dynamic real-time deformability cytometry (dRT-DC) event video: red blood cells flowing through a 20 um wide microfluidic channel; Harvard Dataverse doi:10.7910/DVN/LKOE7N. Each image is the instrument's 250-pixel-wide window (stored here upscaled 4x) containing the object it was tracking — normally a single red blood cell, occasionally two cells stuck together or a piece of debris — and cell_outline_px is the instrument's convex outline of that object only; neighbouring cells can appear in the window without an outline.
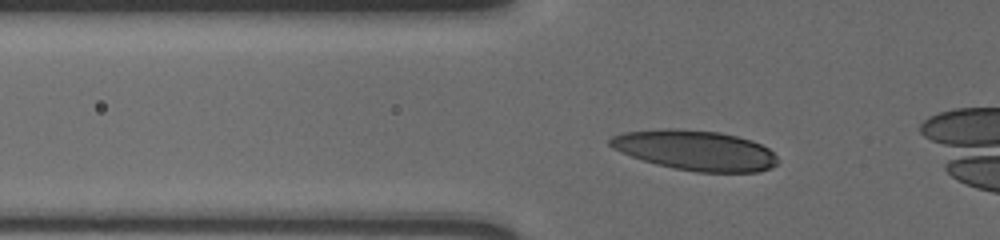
{"species": "human", "species_latin": "Homo sapiens", "temperature_condition": "cold", "stored_images_in_passage": 38, "camera_frame_rate_fps": 3000, "um_per_image_px": 0.085, "donor": {"sex": "male"}, "frame": {"image": 1, "passage_image": 7, "time_ms": 2.0, "image_size_px": [1000, 240], "cell_outline_px": [[780, 160], [772, 168], [760, 172], [696, 172], [672, 168], [656, 164], [620, 152], [612, 148], [608, 144], [608, 140], [612, 136], [624, 132], [664, 128], [676, 128], [720, 132], [752, 140], [768, 148]], "centroid_in_image_um": [59.11, 12.78], "position_along_channel_um": 66.7, "area_um2": 39.36}}
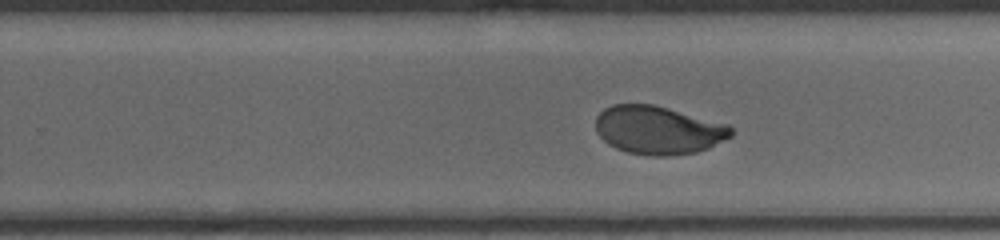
{"frame": {"image": 2, "passage_image": 25, "time_ms": 8.0, "image_size_px": [1000, 240], "cell_outline_px": [[732, 136], [708, 148], [696, 152], [664, 156], [652, 156], [628, 152], [616, 148], [608, 144], [596, 132], [596, 116], [604, 108], [612, 104], [652, 104], [728, 124], [732, 128]], "centroid_in_image_um": [55.93, 11.05], "position_along_channel_um": 273.9, "area_um2": 37.97}}
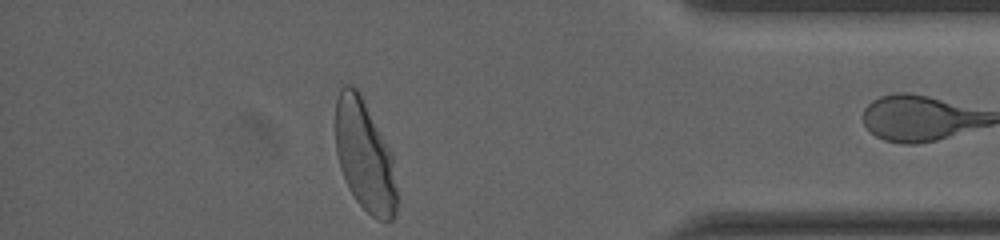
{"frame": {"image": 3, "passage_image": 38, "time_ms": 12.333, "image_size_px": [1000, 240], "cell_outline_px": [[396, 212], [392, 220], [376, 220], [356, 200], [348, 188], [344, 180], [340, 168], [336, 152], [336, 100], [340, 88], [344, 84], [348, 84], [356, 88], [392, 152], [396, 188]], "centroid_in_image_um": [30.98, 13.26], "position_along_channel_um": 404.2, "area_um2": 39.48}, "authors_computed_cell_mechanics": {"area_um2": 38.6104, "velocity_mm_per_s": 3.5812, "shape_relaxation_time_tau1_ms": 3.8815, "shape_relaxation_time_tau2_ms": null, "deformation_change_tau1": 0.1503, "deformation_change_tau2": null}}